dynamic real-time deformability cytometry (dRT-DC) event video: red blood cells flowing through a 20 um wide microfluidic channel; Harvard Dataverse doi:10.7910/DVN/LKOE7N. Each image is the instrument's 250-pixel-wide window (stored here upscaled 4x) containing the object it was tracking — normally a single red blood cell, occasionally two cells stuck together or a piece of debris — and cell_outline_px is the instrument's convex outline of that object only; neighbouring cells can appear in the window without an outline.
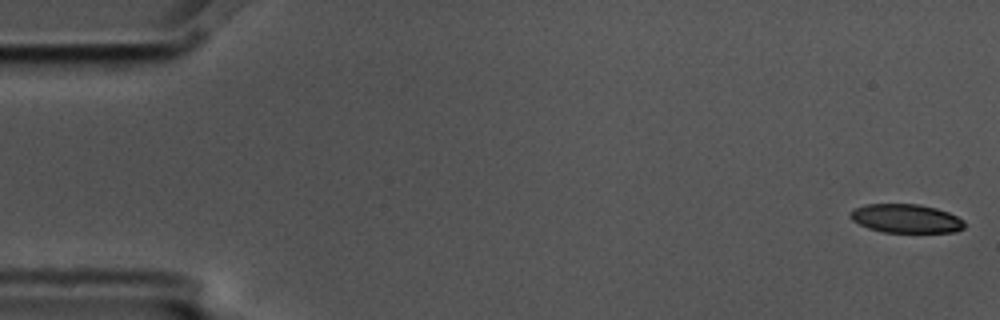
{"species": "common noctule bat (a hibernating species)", "species_latin": "Nyctalus noctula", "temperature_condition": "cold", "stored_images_in_passage": 5, "camera_frame_rate_fps": 3000, "um_per_image_px": 0.085, "animal": {"sex": "male", "body_mass_g": 17.5, "forearm_length_mm": 52.3}, "frame": {"image": 1, "passage_image": 1, "time_ms": 0.0, "image_size_px": [1000, 320], "cell_outline_px": [[964, 228], [956, 232], [884, 232], [868, 228], [852, 220], [848, 216], [848, 212], [864, 204], [920, 204], [936, 208], [948, 212], [964, 220]], "centroid_in_image_um": [76.99, 18.57], "position_along_channel_um": 8.0, "area_um2": 19.19}}
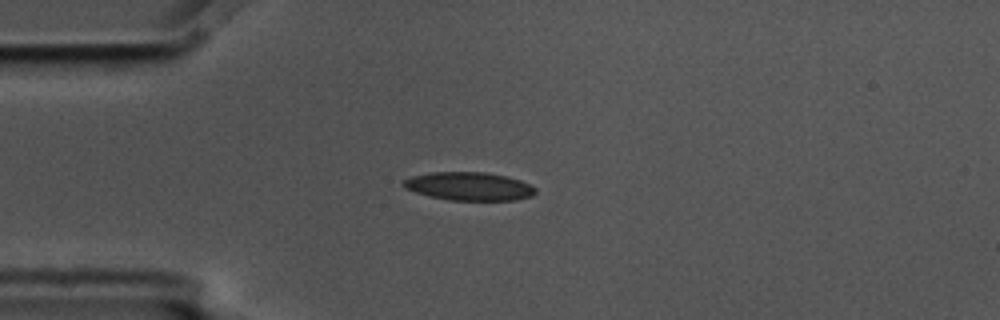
{"frame": {"image": 2, "passage_image": 4, "time_ms": 1.0, "image_size_px": [1000, 320], "cell_outline_px": [[536, 192], [532, 196], [516, 200], [448, 200], [428, 196], [404, 188], [400, 184], [404, 180], [412, 176], [432, 172], [484, 172], [504, 176], [520, 180], [536, 188]], "centroid_in_image_um": [39.84, 15.84], "position_along_channel_um": 45.2, "area_um2": 21.73}}